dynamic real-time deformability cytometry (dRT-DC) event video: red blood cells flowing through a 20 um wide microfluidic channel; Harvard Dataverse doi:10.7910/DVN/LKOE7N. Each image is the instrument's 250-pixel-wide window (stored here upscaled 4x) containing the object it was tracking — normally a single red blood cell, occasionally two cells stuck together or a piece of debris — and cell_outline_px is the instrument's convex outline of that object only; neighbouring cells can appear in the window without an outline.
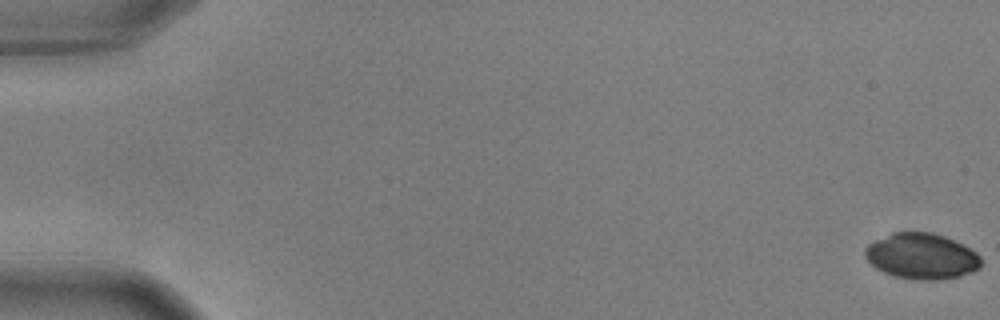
{"species": "common noctule bat (a hibernating species)", "species_latin": "Nyctalus noctula", "temperature_condition": "warm", "stored_images_in_passage": 10, "camera_frame_rate_fps": 3000, "um_per_image_px": 0.085, "animal": {"sex": "male", "body_mass_g": 17.9, "forearm_length_mm": 54.2}, "frame": {"image": 1, "passage_image": 1, "time_ms": 0.0, "image_size_px": [1000, 320], "cell_outline_px": [[980, 268], [972, 272], [960, 276], [940, 280], [916, 280], [892, 276], [876, 268], [864, 256], [864, 248], [868, 244], [892, 232], [932, 232], [944, 236], [976, 252], [980, 256]], "centroid_in_image_um": [78.31, 21.79], "position_along_channel_um": 6.7, "area_um2": 30.98}}